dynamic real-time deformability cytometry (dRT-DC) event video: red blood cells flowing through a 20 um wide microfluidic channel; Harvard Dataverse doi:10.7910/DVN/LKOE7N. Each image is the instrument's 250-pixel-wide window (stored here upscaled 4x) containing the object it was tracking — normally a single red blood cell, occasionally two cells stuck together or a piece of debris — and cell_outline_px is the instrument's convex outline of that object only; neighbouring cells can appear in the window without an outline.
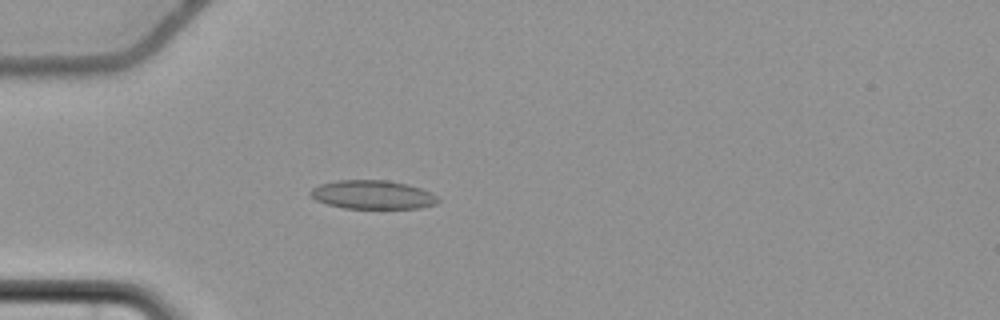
{"species": "common noctule bat (a hibernating species)", "species_latin": "Nyctalus noctula", "temperature_condition": "cold", "stored_images_in_passage": 59, "camera_frame_rate_fps": 3000, "um_per_image_px": 0.085, "animal": {"sex": "female", "body_mass_g": 22.7, "forearm_length_mm": 54.2}, "frame": {"image": 1, "passage_image": 19, "time_ms": 6.0, "image_size_px": [1000, 320], "cell_outline_px": [[440, 200], [436, 204], [420, 208], [344, 208], [328, 204], [316, 200], [308, 192], [312, 188], [320, 184], [336, 180], [388, 180], [408, 184], [432, 192]], "centroid_in_image_um": [31.69, 16.54], "position_along_channel_um": 53.3, "area_um2": 21.39}}
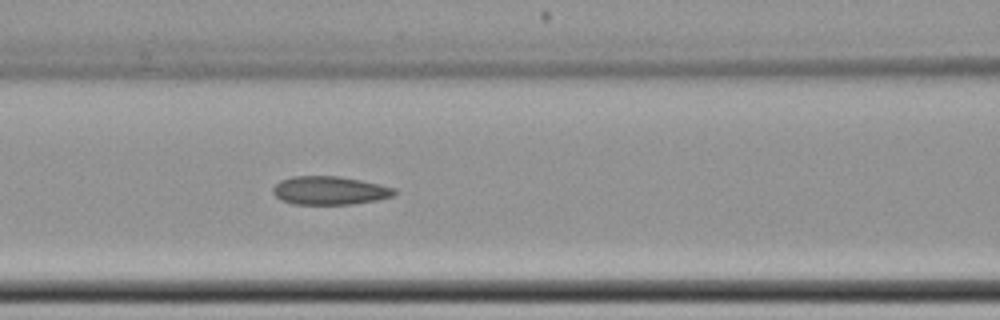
{"frame": {"image": 2, "passage_image": 27, "time_ms": 8.667, "image_size_px": [1000, 320], "cell_outline_px": [[396, 192], [392, 196], [380, 200], [352, 204], [292, 204], [280, 200], [272, 192], [272, 188], [280, 180], [292, 176], [340, 176], [380, 184], [396, 188]], "centroid_in_image_um": [28.02, 16.19], "position_along_channel_um": 138.6, "area_um2": 20.29}}
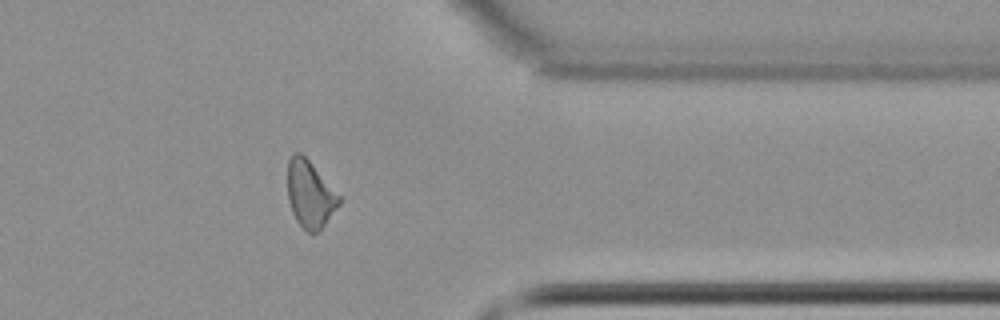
{"frame": {"image": 3, "passage_image": 48, "time_ms": 15.667, "image_size_px": [1000, 320], "cell_outline_px": [[344, 196], [340, 204], [324, 224], [316, 232], [308, 232], [296, 220], [292, 212], [288, 200], [288, 160], [296, 152], [300, 152]], "centroid_in_image_um": [26.39, 16.48], "position_along_channel_um": 385.0, "area_um2": 20.17}, "authors_computed_cell_mechanics": {"area_um2": 20.8658, "velocity_mm_per_s": 3.6857, "shape_relaxation_time_tau1_ms": null, "shape_relaxation_time_tau2_ms": 2.9159, "deformation_change_tau1": null, "deformation_change_tau2": 0.0922}}